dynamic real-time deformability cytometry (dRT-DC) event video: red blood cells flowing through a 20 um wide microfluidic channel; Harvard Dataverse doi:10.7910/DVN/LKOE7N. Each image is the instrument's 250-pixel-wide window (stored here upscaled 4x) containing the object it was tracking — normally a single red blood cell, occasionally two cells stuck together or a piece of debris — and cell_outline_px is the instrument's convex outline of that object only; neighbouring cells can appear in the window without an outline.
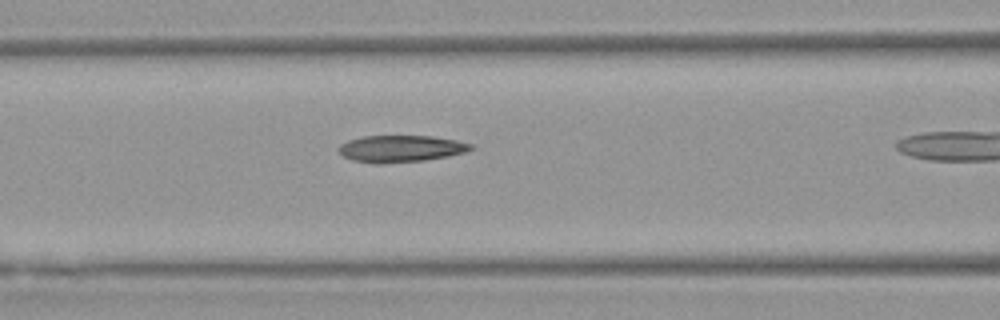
{"species": "Egyptian fruit bat (a non-hibernating species)", "species_latin": "Rousettus aegyptiacus", "temperature_condition": "warm", "stored_images_in_passage": 18, "camera_frame_rate_fps": 3000, "um_per_image_px": 0.085, "animal": {"sex": "female"}, "frame": {"image": 1, "passage_image": 8, "time_ms": 2.333, "image_size_px": [1000, 320], "cell_outline_px": [[476, 148], [468, 152], [448, 156], [424, 160], [380, 164], [376, 164], [352, 160], [344, 156], [336, 148], [340, 144], [348, 140], [360, 136], [432, 136], [456, 140], [472, 144]], "centroid_in_image_um": [34.08, 12.63], "position_along_channel_um": 132.5, "area_um2": 20.87}}
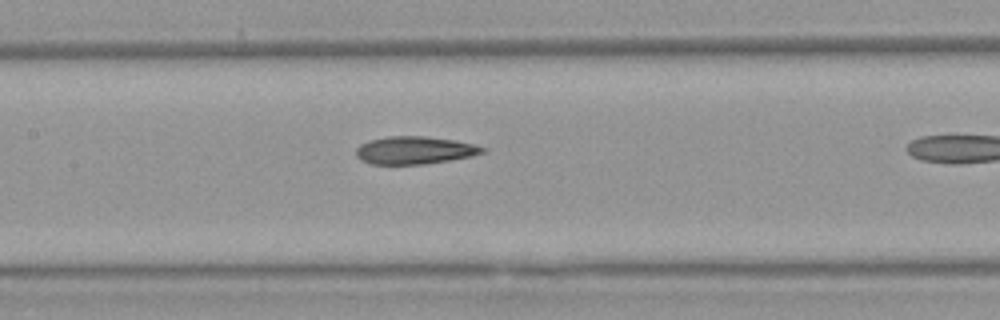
{"frame": {"image": 2, "passage_image": 11, "time_ms": 3.333, "image_size_px": [1000, 320], "cell_outline_px": [[488, 148], [484, 152], [472, 156], [424, 164], [372, 164], [360, 160], [356, 156], [356, 148], [360, 144], [372, 140], [388, 136], [428, 136], [456, 140], [476, 144]], "centroid_in_image_um": [35.27, 12.76], "position_along_channel_um": 172.1, "area_um2": 20.52}}